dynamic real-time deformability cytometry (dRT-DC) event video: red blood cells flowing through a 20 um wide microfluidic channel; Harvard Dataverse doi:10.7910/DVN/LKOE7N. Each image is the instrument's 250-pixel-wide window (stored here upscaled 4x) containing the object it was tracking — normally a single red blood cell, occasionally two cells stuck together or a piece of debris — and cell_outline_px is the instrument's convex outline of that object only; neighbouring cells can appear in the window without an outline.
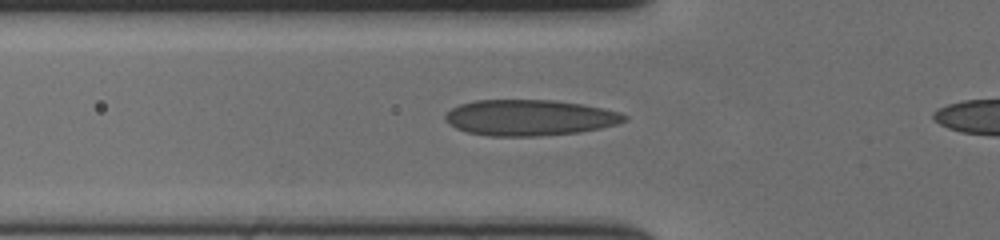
{"species": "human", "species_latin": "Homo sapiens", "temperature_condition": "cold", "stored_images_in_passage": 44, "camera_frame_rate_fps": 3000, "um_per_image_px": 0.085, "donor": {"sex": "female"}, "frame": {"image": 1, "passage_image": 14, "time_ms": 4.333, "image_size_px": [1000, 240], "cell_outline_px": [[628, 120], [616, 124], [600, 128], [580, 132], [540, 136], [488, 136], [468, 132], [456, 128], [448, 124], [444, 120], [444, 116], [452, 108], [460, 104], [476, 100], [552, 100], [580, 104], [604, 108], [620, 112], [628, 116]], "centroid_in_image_um": [45.02, 10.0], "position_along_channel_um": 80.8, "area_um2": 37.57}}
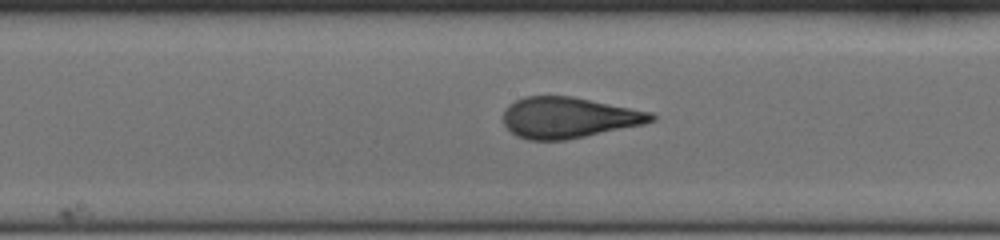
{"frame": {"image": 2, "passage_image": 24, "time_ms": 7.667, "image_size_px": [1000, 240], "cell_outline_px": [[656, 120], [644, 124], [564, 140], [528, 140], [516, 136], [504, 124], [504, 108], [508, 104], [524, 96], [572, 96], [652, 112], [656, 116]], "centroid_in_image_um": [48.32, 9.99], "position_along_channel_um": 199.9, "area_um2": 35.2}}
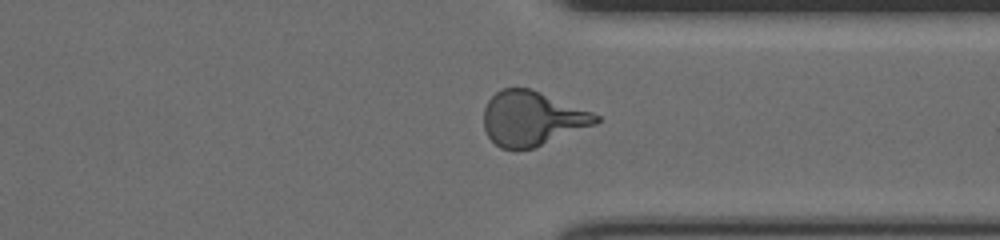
{"frame": {"image": 3, "passage_image": 38, "time_ms": 12.333, "image_size_px": [1000, 240], "cell_outline_px": [[600, 120], [596, 124], [532, 148], [500, 148], [488, 136], [484, 128], [484, 108], [488, 100], [500, 88], [532, 88], [592, 112], [600, 116]], "centroid_in_image_um": [45.21, 10.04], "position_along_channel_um": 366.2, "area_um2": 35.32}, "authors_computed_cell_mechanics": {"area_um2": 35.3736, "velocity_mm_per_s": 3.5735, "shape_relaxation_time_tau1_ms": 7.3188, "shape_relaxation_time_tau2_ms": null, "deformation_change_tau1": 0.2401, "deformation_change_tau2": null}}